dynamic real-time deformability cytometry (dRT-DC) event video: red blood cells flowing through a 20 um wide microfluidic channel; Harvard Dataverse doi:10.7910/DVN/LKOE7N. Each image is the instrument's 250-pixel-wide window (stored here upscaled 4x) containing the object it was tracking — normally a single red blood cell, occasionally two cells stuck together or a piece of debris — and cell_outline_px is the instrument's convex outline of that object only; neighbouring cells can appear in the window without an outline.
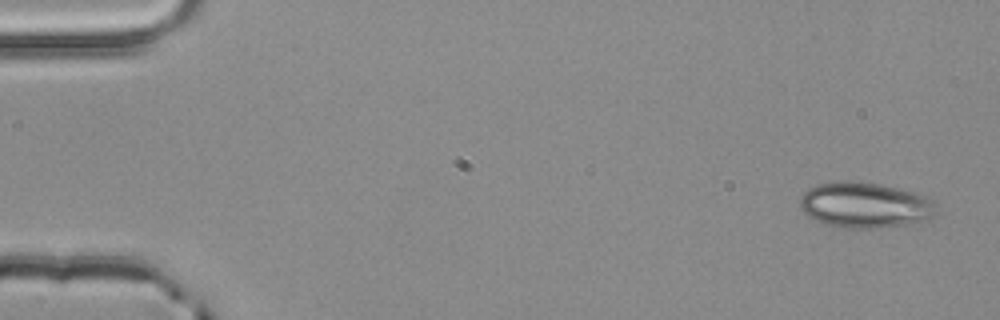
{"species": "common noctule bat (a hibernating species)", "species_latin": "Nyctalus noctula", "temperature_condition": "room temperature", "stored_images_in_passage": 4, "camera_frame_rate_fps": 3000, "um_per_image_px": 0.085, "animal": {"sex": "male", "body_mass_g": 20.4}, "frame": {"image": 1, "passage_image": 1, "time_ms": 0.0, "image_size_px": [1000, 320], "cell_outline_px": [[936, 216], [924, 220], [904, 224], [876, 228], [836, 228], [824, 224], [808, 216], [800, 208], [800, 196], [808, 188], [816, 184], [840, 180], [848, 180], [880, 184], [916, 192], [924, 196], [936, 204]], "centroid_in_image_um": [73.48, 17.42], "position_along_channel_um": 11.5, "area_um2": 36.53}}